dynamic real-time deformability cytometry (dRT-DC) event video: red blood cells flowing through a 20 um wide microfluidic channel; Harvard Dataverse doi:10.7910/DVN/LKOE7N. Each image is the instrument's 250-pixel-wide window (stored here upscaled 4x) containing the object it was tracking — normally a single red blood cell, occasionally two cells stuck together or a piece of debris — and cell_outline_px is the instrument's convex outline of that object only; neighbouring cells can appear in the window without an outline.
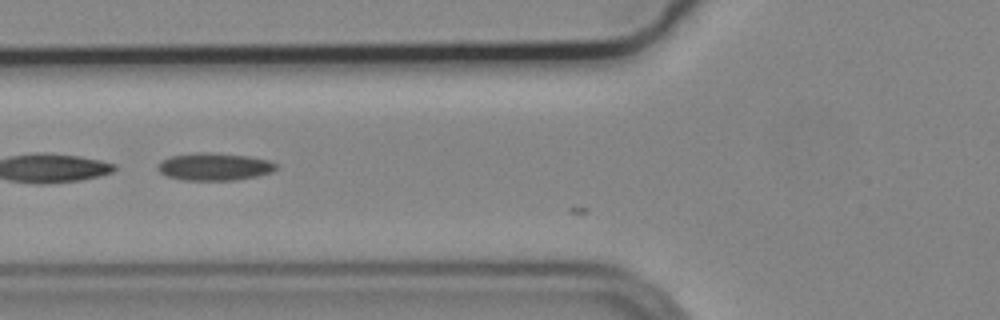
{"species": "common noctule bat (a hibernating species)", "species_latin": "Nyctalus noctula", "temperature_condition": "cold", "stored_images_in_passage": 6, "camera_frame_rate_fps": 3000, "um_per_image_px": 0.085, "animal": {"sex": "male", "body_mass_g": 19.2, "forearm_length_mm": 51.8}, "frame": {"image": 1, "passage_image": 5, "time_ms": 1.333, "image_size_px": [1000, 320], "cell_outline_px": [[276, 168], [272, 172], [256, 176], [236, 180], [180, 180], [168, 176], [160, 172], [156, 168], [160, 160], [172, 156], [200, 152], [212, 152], [248, 156], [268, 160], [276, 164]], "centroid_in_image_um": [18.19, 14.17], "position_along_channel_um": 107.6, "area_um2": 18.96}}